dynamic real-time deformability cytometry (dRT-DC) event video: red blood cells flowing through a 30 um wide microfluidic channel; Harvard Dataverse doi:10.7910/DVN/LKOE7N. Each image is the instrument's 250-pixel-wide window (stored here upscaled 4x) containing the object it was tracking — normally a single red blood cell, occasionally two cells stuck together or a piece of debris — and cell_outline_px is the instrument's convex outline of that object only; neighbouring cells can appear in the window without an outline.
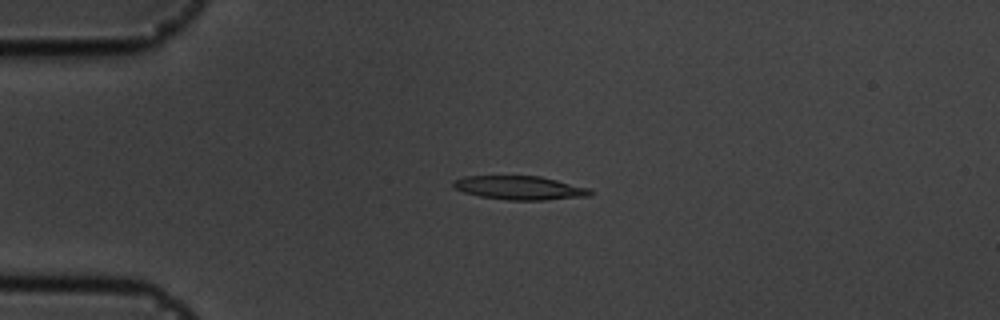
{"species": "common noctule bat (a hibernating species)", "species_latin": "Nyctalus noctula", "temperature_condition": "cold", "stored_images_in_passage": 43, "camera_frame_rate_fps": 3000, "um_per_image_px": 0.085, "animal": {"sex": "male", "body_mass_g": 19.5, "forearm_length_mm": 54.6}, "frame": {"image": 1, "passage_image": 1, "time_ms": 0.0, "image_size_px": [1000, 320], "cell_outline_px": [[592, 196], [544, 200], [508, 200], [480, 196], [464, 192], [452, 188], [452, 180], [464, 176], [540, 176], [592, 188]], "centroid_in_image_um": [44.19, 15.96], "position_along_channel_um": 40.8, "area_um2": 19.19}}
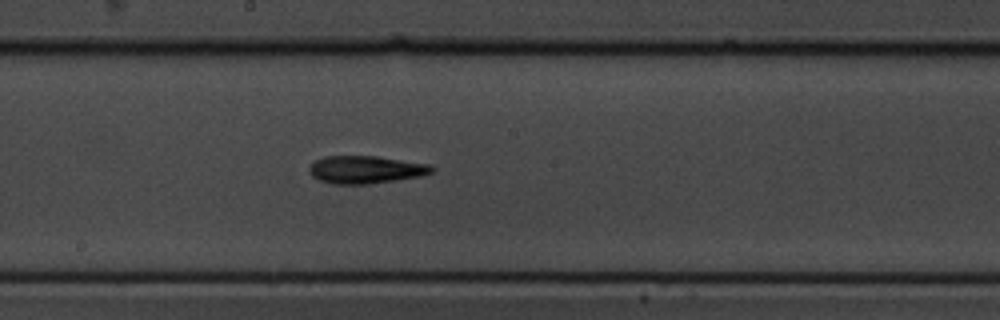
{"frame": {"image": 2, "passage_image": 18, "time_ms": 5.667, "image_size_px": [1000, 320], "cell_outline_px": [[436, 168], [432, 172], [420, 176], [396, 180], [368, 184], [332, 184], [320, 180], [312, 176], [308, 172], [308, 168], [316, 160], [324, 156], [376, 156], [428, 164]], "centroid_in_image_um": [31.06, 14.42], "position_along_channel_um": 217.1, "area_um2": 19.71}}
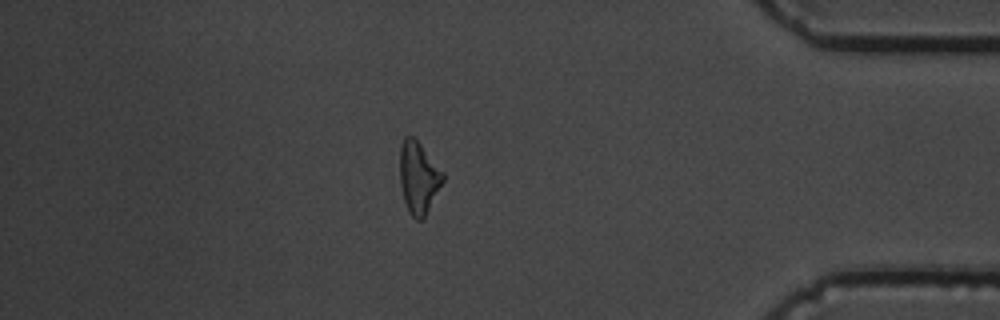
{"frame": {"image": 3, "passage_image": 36, "time_ms": 11.667, "image_size_px": [1000, 320], "cell_outline_px": [[444, 180], [424, 220], [416, 220], [408, 212], [404, 200], [400, 184], [400, 148], [404, 136], [412, 136], [420, 144], [444, 172]], "centroid_in_image_um": [35.58, 15.13], "position_along_channel_um": 399.6, "area_um2": 18.15}, "authors_computed_cell_mechanics": {"area_um2": 18.785, "velocity_mm_per_s": 3.5933, "shape_relaxation_time_tau1_ms": 5.5025, "shape_relaxation_time_tau2_ms": null, "deformation_change_tau1": 0.1585, "deformation_change_tau2": null}}